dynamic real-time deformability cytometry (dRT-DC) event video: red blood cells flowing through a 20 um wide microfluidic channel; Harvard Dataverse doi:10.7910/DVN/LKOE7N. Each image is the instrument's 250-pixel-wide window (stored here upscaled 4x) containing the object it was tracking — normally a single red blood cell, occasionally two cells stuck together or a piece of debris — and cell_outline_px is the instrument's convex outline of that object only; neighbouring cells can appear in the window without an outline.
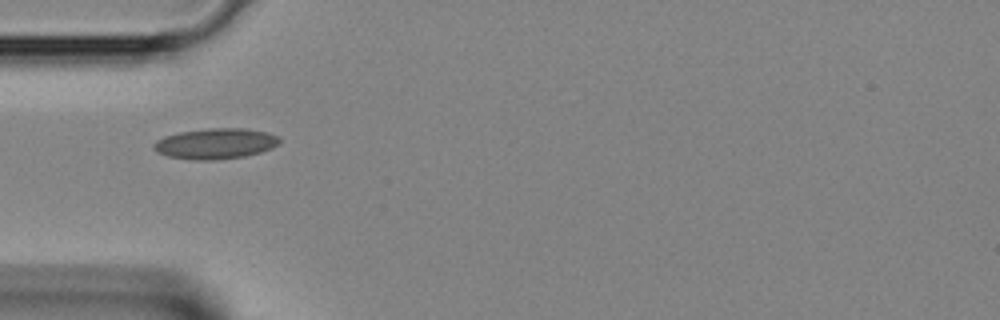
{"species": "Egyptian fruit bat (a non-hibernating species)", "species_latin": "Rousettus aegyptiacus", "temperature_condition": "room temperature", "stored_images_in_passage": 26, "camera_frame_rate_fps": 3000, "um_per_image_px": 0.085, "animal": {"sex": "female"}, "frame": {"image": 1, "passage_image": 1, "time_ms": 0.0, "image_size_px": [1000, 320], "cell_outline_px": [[280, 144], [272, 148], [260, 152], [244, 156], [212, 160], [196, 160], [168, 156], [156, 152], [152, 148], [152, 144], [156, 140], [164, 136], [180, 132], [212, 128], [244, 128], [268, 132], [280, 136]], "centroid_in_image_um": [18.33, 12.2], "position_along_channel_um": 66.7, "area_um2": 22.54}}
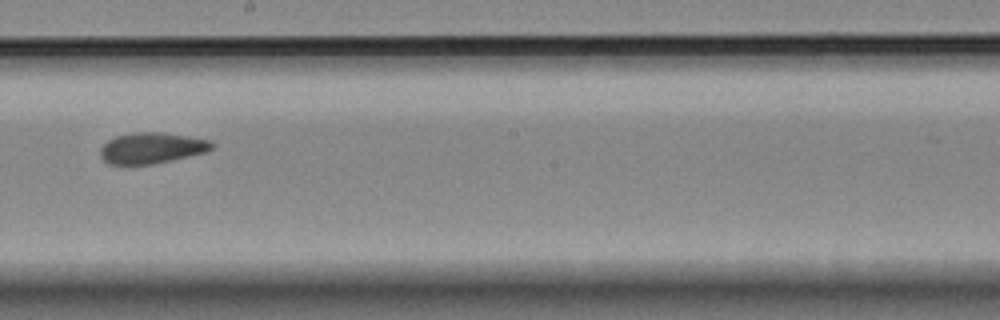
{"frame": {"image": 2, "passage_image": 11, "time_ms": 3.333, "image_size_px": [1000, 320], "cell_outline_px": [[216, 144], [212, 148], [204, 152], [172, 160], [152, 164], [108, 164], [100, 156], [100, 148], [108, 140], [116, 136], [136, 132], [160, 132], [212, 140]], "centroid_in_image_um": [12.89, 12.58], "position_along_channel_um": 235.3, "area_um2": 20.0}}
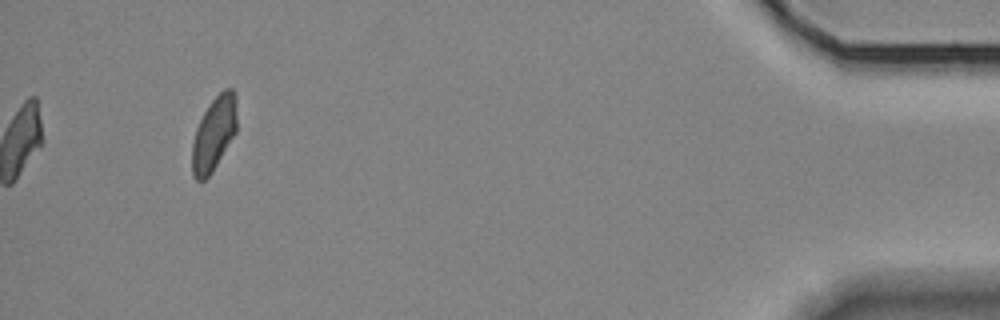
{"frame": {"image": 3, "passage_image": 26, "time_ms": 8.333, "image_size_px": [1000, 320], "cell_outline_px": [[236, 132], [212, 172], [204, 180], [196, 180], [192, 176], [192, 144], [196, 128], [208, 104], [224, 88], [232, 88], [236, 92]], "centroid_in_image_um": [18.18, 11.34], "position_along_channel_um": 417.0, "area_um2": 19.31}}